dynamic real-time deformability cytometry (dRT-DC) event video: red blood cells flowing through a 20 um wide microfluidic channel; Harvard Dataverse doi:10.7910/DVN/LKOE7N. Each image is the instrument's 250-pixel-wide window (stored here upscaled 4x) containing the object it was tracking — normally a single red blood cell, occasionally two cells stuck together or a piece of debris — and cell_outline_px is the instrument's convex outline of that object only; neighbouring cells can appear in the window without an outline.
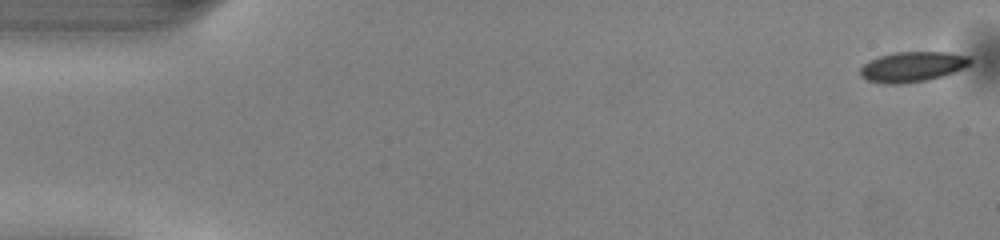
{"species": "common noctule bat (a hibernating species)", "species_latin": "Nyctalus noctula", "temperature_condition": "warm", "stored_images_in_passage": 12, "camera_frame_rate_fps": 3000, "um_per_image_px": 0.085, "animal": {"sex": "male", "body_mass_g": 13.0, "forearm_length_mm": 53.1}, "frame": {"image": 1, "passage_image": 1, "time_ms": 0.0, "image_size_px": [1000, 240], "cell_outline_px": [[972, 60], [968, 64], [952, 72], [928, 80], [900, 84], [884, 84], [868, 80], [860, 76], [860, 68], [864, 64], [880, 56], [896, 52], [944, 52], [968, 56]], "centroid_in_image_um": [77.5, 5.68], "position_along_channel_um": 7.5, "area_um2": 18.96}}